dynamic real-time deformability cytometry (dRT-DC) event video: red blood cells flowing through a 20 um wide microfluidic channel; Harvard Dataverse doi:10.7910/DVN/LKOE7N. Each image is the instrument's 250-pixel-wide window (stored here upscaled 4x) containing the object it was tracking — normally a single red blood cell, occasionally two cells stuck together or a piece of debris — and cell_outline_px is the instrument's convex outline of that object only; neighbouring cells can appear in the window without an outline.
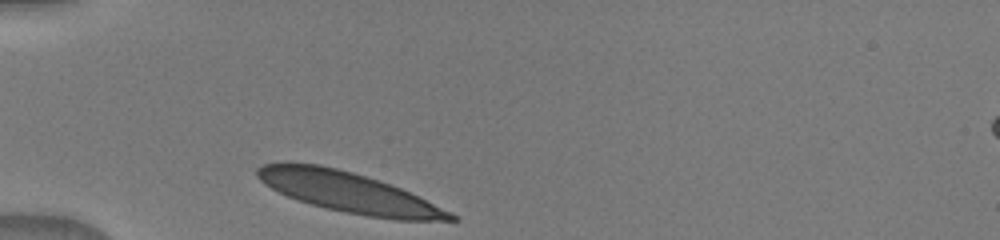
{"species": "human", "species_latin": "Homo sapiens", "temperature_condition": "warm", "stored_images_in_passage": 16, "camera_frame_rate_fps": 3000, "um_per_image_px": 0.085, "donor": {"sex": "male"}, "frame": {"image": 1, "passage_image": 1, "time_ms": 0.0, "image_size_px": [1000, 240], "cell_outline_px": [[460, 220], [396, 220], [368, 216], [344, 212], [312, 204], [288, 196], [264, 184], [256, 176], [256, 168], [264, 164], [320, 164], [352, 172], [380, 180], [400, 188], [452, 212]], "centroid_in_image_um": [29.67, 16.36], "position_along_channel_um": 55.3, "area_um2": 44.45}}
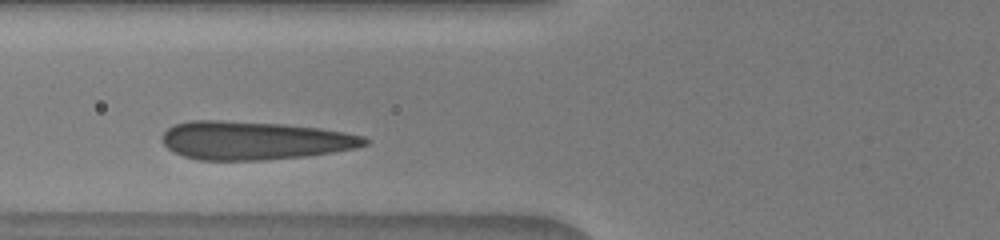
{"frame": {"image": 2, "passage_image": 5, "time_ms": 1.667, "image_size_px": [1000, 240], "cell_outline_px": [[368, 144], [356, 148], [308, 156], [264, 160], [200, 160], [184, 156], [172, 152], [164, 144], [160, 136], [172, 124], [192, 120], [220, 120], [284, 124], [320, 128], [344, 132], [364, 136], [368, 140]], "centroid_in_image_um": [21.59, 11.94], "position_along_channel_um": 104.2, "area_um2": 45.55}}
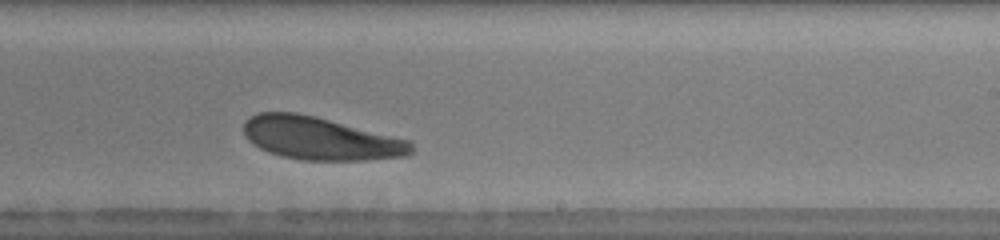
{"frame": {"image": 3, "passage_image": 16, "time_ms": 5.667, "image_size_px": [1000, 240], "cell_outline_px": [[412, 152], [408, 156], [364, 160], [304, 160], [280, 156], [268, 152], [252, 144], [244, 136], [244, 120], [248, 116], [256, 112], [296, 112], [316, 116], [412, 140]], "centroid_in_image_um": [27.22, 11.75], "position_along_channel_um": 261.8, "area_um2": 42.37}}